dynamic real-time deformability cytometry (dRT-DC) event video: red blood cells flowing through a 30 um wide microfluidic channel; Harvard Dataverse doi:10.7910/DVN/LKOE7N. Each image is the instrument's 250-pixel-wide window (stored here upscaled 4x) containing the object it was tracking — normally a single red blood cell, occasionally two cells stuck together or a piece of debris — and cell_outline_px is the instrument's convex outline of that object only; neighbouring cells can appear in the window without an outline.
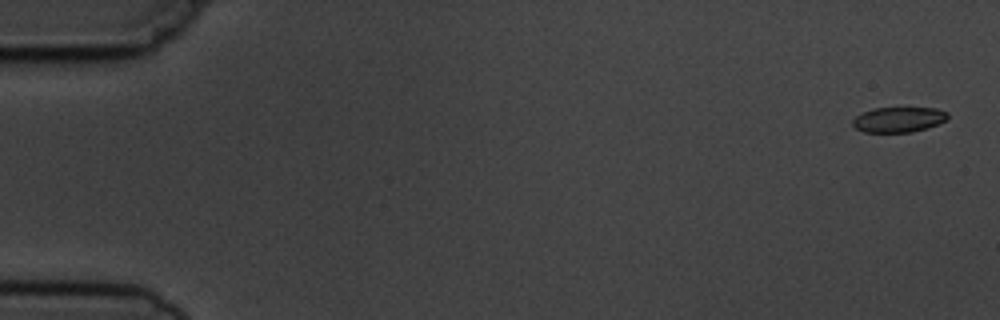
{"species": "common noctule bat (a hibernating species)", "species_latin": "Nyctalus noctula", "temperature_condition": "cold", "stored_images_in_passage": 9, "camera_frame_rate_fps": 3000, "um_per_image_px": 0.085, "animal": {"sex": "male", "body_mass_g": 19.5, "forearm_length_mm": 54.6}, "frame": {"image": 1, "passage_image": 1, "time_ms": 0.0, "image_size_px": [1000, 320], "cell_outline_px": [[948, 120], [928, 128], [912, 132], [864, 132], [856, 128], [852, 124], [852, 120], [856, 116], [872, 108], [936, 108], [948, 112]], "centroid_in_image_um": [76.41, 10.16], "position_along_channel_um": 8.6, "area_um2": 14.05}}
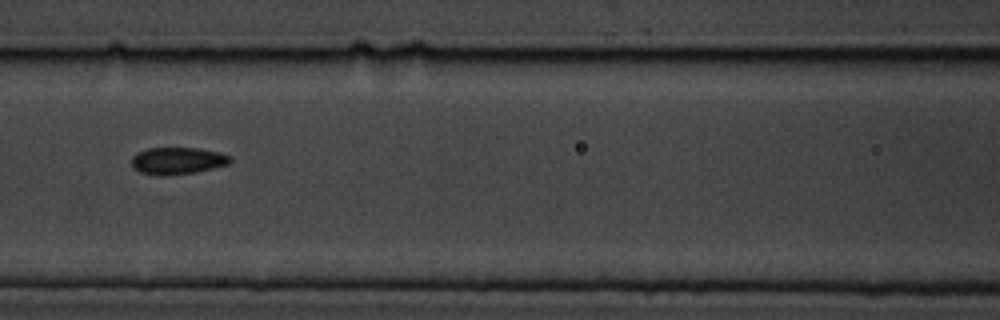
{"frame": {"image": 2, "passage_image": 7, "time_ms": 7.667, "image_size_px": [1000, 320], "cell_outline_px": [[232, 160], [228, 164], [196, 172], [160, 176], [140, 172], [132, 168], [132, 156], [148, 148], [200, 148], [220, 152], [232, 156]], "centroid_in_image_um": [15.11, 13.66], "position_along_channel_um": 151.5, "area_um2": 15.55}}
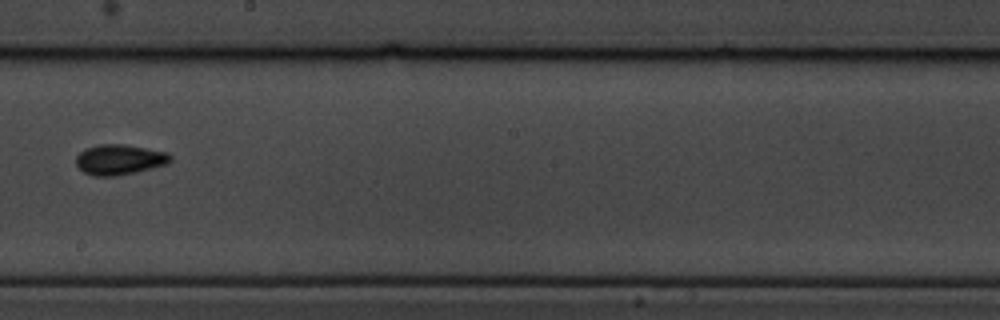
{"frame": {"image": 3, "passage_image": 9, "time_ms": 10.0, "image_size_px": [1000, 320], "cell_outline_px": [[172, 160], [168, 164], [136, 172], [116, 176], [96, 176], [84, 172], [76, 164], [76, 156], [80, 152], [88, 148], [100, 144], [124, 144], [168, 152], [172, 156]], "centroid_in_image_um": [10.19, 13.56], "position_along_channel_um": 238.0, "area_um2": 16.65}}